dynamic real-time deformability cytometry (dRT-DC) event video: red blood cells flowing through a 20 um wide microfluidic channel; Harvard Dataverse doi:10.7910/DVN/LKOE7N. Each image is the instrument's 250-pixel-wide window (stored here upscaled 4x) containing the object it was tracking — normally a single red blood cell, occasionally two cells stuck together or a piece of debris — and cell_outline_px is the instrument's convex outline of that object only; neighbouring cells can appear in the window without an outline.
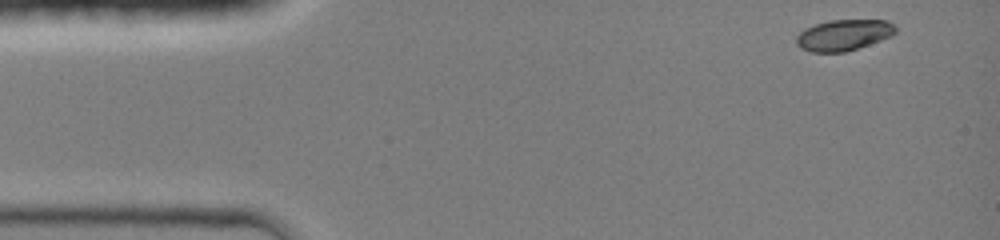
{"species": "common noctule bat (a hibernating species)", "species_latin": "Nyctalus noctula", "temperature_condition": "room temperature", "stored_images_in_passage": 39, "camera_frame_rate_fps": 3000, "um_per_image_px": 0.085, "animal": {"sex": "female", "body_mass_g": 19.0, "forearm_length_mm": 51.5}, "frame": {"image": 1, "passage_image": 1, "time_ms": 0.0, "image_size_px": [1000, 240], "cell_outline_px": [[896, 32], [892, 36], [844, 52], [812, 52], [800, 48], [796, 44], [796, 36], [804, 28], [828, 20], [888, 20], [896, 28]], "centroid_in_image_um": [71.68, 2.97], "position_along_channel_um": 13.3, "area_um2": 17.86}}
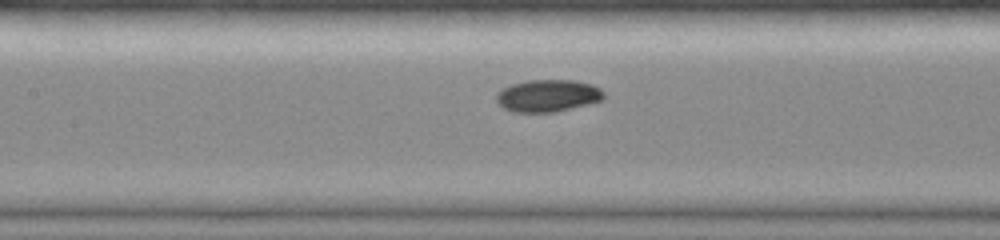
{"frame": {"image": 2, "passage_image": 18, "time_ms": 5.667, "image_size_px": [1000, 240], "cell_outline_px": [[604, 100], [556, 112], [512, 112], [504, 108], [496, 100], [496, 92], [500, 88], [512, 84], [528, 80], [572, 80], [592, 84], [600, 88], [604, 92]], "centroid_in_image_um": [46.56, 8.13], "position_along_channel_um": 160.8, "area_um2": 20.35}}
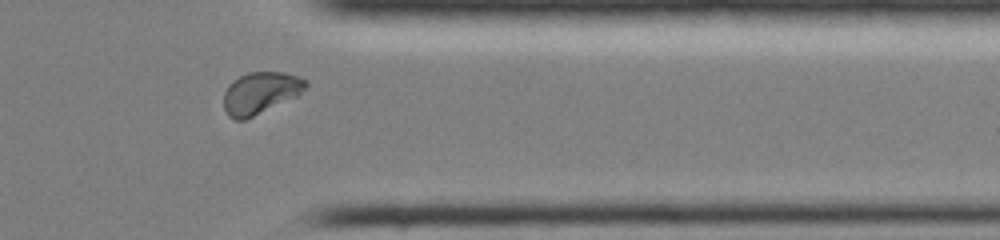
{"frame": {"image": 3, "passage_image": 34, "time_ms": 11.0, "image_size_px": [1000, 240], "cell_outline_px": [[308, 84], [296, 96], [244, 120], [236, 120], [228, 116], [224, 108], [224, 92], [228, 84], [240, 76], [248, 72], [284, 72], [308, 80]], "centroid_in_image_um": [22.1, 7.88], "position_along_channel_um": 389.3, "area_um2": 19.71}, "authors_computed_cell_mechanics": {"area_um2": 19.4786, "velocity_mm_per_s": 4.2857, "shape_relaxation_time_tau1_ms": 2.6476, "shape_relaxation_time_tau2_ms": 2.4302, "deformation_change_tau1": 0.1143, "deformation_change_tau2": 0.0386}}